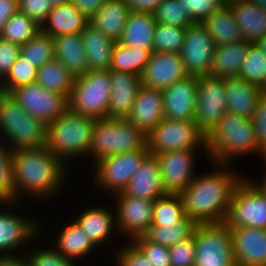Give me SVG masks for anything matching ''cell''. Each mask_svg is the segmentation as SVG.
I'll return each mask as SVG.
<instances>
[{"label":"cell","instance_id":"obj_43","mask_svg":"<svg viewBox=\"0 0 266 266\" xmlns=\"http://www.w3.org/2000/svg\"><path fill=\"white\" fill-rule=\"evenodd\" d=\"M265 75L266 55L255 44H252L249 47L238 77L260 87Z\"/></svg>","mask_w":266,"mask_h":266},{"label":"cell","instance_id":"obj_33","mask_svg":"<svg viewBox=\"0 0 266 266\" xmlns=\"http://www.w3.org/2000/svg\"><path fill=\"white\" fill-rule=\"evenodd\" d=\"M55 243L56 247L54 249L74 263L86 255L89 256L90 252L97 248L74 220L65 224L59 232Z\"/></svg>","mask_w":266,"mask_h":266},{"label":"cell","instance_id":"obj_36","mask_svg":"<svg viewBox=\"0 0 266 266\" xmlns=\"http://www.w3.org/2000/svg\"><path fill=\"white\" fill-rule=\"evenodd\" d=\"M196 226L185 216L177 224L151 225L142 236L147 241L170 247L192 237Z\"/></svg>","mask_w":266,"mask_h":266},{"label":"cell","instance_id":"obj_29","mask_svg":"<svg viewBox=\"0 0 266 266\" xmlns=\"http://www.w3.org/2000/svg\"><path fill=\"white\" fill-rule=\"evenodd\" d=\"M240 27L243 39L255 44L266 36V12L252 0H241L227 4Z\"/></svg>","mask_w":266,"mask_h":266},{"label":"cell","instance_id":"obj_17","mask_svg":"<svg viewBox=\"0 0 266 266\" xmlns=\"http://www.w3.org/2000/svg\"><path fill=\"white\" fill-rule=\"evenodd\" d=\"M116 198V230L129 237V241L142 236L152 224L153 205L155 201L126 196L123 192L114 194Z\"/></svg>","mask_w":266,"mask_h":266},{"label":"cell","instance_id":"obj_22","mask_svg":"<svg viewBox=\"0 0 266 266\" xmlns=\"http://www.w3.org/2000/svg\"><path fill=\"white\" fill-rule=\"evenodd\" d=\"M163 118L162 90L141 86L127 120L147 135Z\"/></svg>","mask_w":266,"mask_h":266},{"label":"cell","instance_id":"obj_3","mask_svg":"<svg viewBox=\"0 0 266 266\" xmlns=\"http://www.w3.org/2000/svg\"><path fill=\"white\" fill-rule=\"evenodd\" d=\"M265 152L259 147L250 118L227 112L206 135V156L214 164H230L234 157Z\"/></svg>","mask_w":266,"mask_h":266},{"label":"cell","instance_id":"obj_53","mask_svg":"<svg viewBox=\"0 0 266 266\" xmlns=\"http://www.w3.org/2000/svg\"><path fill=\"white\" fill-rule=\"evenodd\" d=\"M20 55V46L0 38V81Z\"/></svg>","mask_w":266,"mask_h":266},{"label":"cell","instance_id":"obj_21","mask_svg":"<svg viewBox=\"0 0 266 266\" xmlns=\"http://www.w3.org/2000/svg\"><path fill=\"white\" fill-rule=\"evenodd\" d=\"M110 75L111 94L107 118L127 119L142 86L141 76L120 71H110Z\"/></svg>","mask_w":266,"mask_h":266},{"label":"cell","instance_id":"obj_26","mask_svg":"<svg viewBox=\"0 0 266 266\" xmlns=\"http://www.w3.org/2000/svg\"><path fill=\"white\" fill-rule=\"evenodd\" d=\"M90 19L71 2L53 7L40 25V31L51 37L63 34L81 33Z\"/></svg>","mask_w":266,"mask_h":266},{"label":"cell","instance_id":"obj_14","mask_svg":"<svg viewBox=\"0 0 266 266\" xmlns=\"http://www.w3.org/2000/svg\"><path fill=\"white\" fill-rule=\"evenodd\" d=\"M18 203L21 202L0 203V206L4 208L3 210L0 209V257L19 256L16 252L19 251L17 248H22V245L31 242V240H37L38 235L40 237L41 222L38 223L33 218L29 219L28 216L26 218V216L16 214L13 208Z\"/></svg>","mask_w":266,"mask_h":266},{"label":"cell","instance_id":"obj_37","mask_svg":"<svg viewBox=\"0 0 266 266\" xmlns=\"http://www.w3.org/2000/svg\"><path fill=\"white\" fill-rule=\"evenodd\" d=\"M151 53L149 49L127 47L116 42L109 70L142 76Z\"/></svg>","mask_w":266,"mask_h":266},{"label":"cell","instance_id":"obj_32","mask_svg":"<svg viewBox=\"0 0 266 266\" xmlns=\"http://www.w3.org/2000/svg\"><path fill=\"white\" fill-rule=\"evenodd\" d=\"M253 43L242 40L226 45H218L214 52L210 75L220 78L238 76Z\"/></svg>","mask_w":266,"mask_h":266},{"label":"cell","instance_id":"obj_1","mask_svg":"<svg viewBox=\"0 0 266 266\" xmlns=\"http://www.w3.org/2000/svg\"><path fill=\"white\" fill-rule=\"evenodd\" d=\"M213 165L216 169L205 175H196L180 194L185 215L196 224L225 222L234 190L244 179L238 177L230 165Z\"/></svg>","mask_w":266,"mask_h":266},{"label":"cell","instance_id":"obj_58","mask_svg":"<svg viewBox=\"0 0 266 266\" xmlns=\"http://www.w3.org/2000/svg\"><path fill=\"white\" fill-rule=\"evenodd\" d=\"M255 45L266 55V36L260 38Z\"/></svg>","mask_w":266,"mask_h":266},{"label":"cell","instance_id":"obj_7","mask_svg":"<svg viewBox=\"0 0 266 266\" xmlns=\"http://www.w3.org/2000/svg\"><path fill=\"white\" fill-rule=\"evenodd\" d=\"M111 94L110 70H91L75 78L68 108L93 119L107 118Z\"/></svg>","mask_w":266,"mask_h":266},{"label":"cell","instance_id":"obj_34","mask_svg":"<svg viewBox=\"0 0 266 266\" xmlns=\"http://www.w3.org/2000/svg\"><path fill=\"white\" fill-rule=\"evenodd\" d=\"M216 45L240 42L243 39L240 27L228 5L211 14L203 23Z\"/></svg>","mask_w":266,"mask_h":266},{"label":"cell","instance_id":"obj_46","mask_svg":"<svg viewBox=\"0 0 266 266\" xmlns=\"http://www.w3.org/2000/svg\"><path fill=\"white\" fill-rule=\"evenodd\" d=\"M131 242L143 253L151 266H171L169 247L147 241L143 236L136 237Z\"/></svg>","mask_w":266,"mask_h":266},{"label":"cell","instance_id":"obj_41","mask_svg":"<svg viewBox=\"0 0 266 266\" xmlns=\"http://www.w3.org/2000/svg\"><path fill=\"white\" fill-rule=\"evenodd\" d=\"M187 27L157 23L153 52L180 53Z\"/></svg>","mask_w":266,"mask_h":266},{"label":"cell","instance_id":"obj_2","mask_svg":"<svg viewBox=\"0 0 266 266\" xmlns=\"http://www.w3.org/2000/svg\"><path fill=\"white\" fill-rule=\"evenodd\" d=\"M12 159L16 202L22 195L52 200L66 183L68 165L45 146L13 151Z\"/></svg>","mask_w":266,"mask_h":266},{"label":"cell","instance_id":"obj_52","mask_svg":"<svg viewBox=\"0 0 266 266\" xmlns=\"http://www.w3.org/2000/svg\"><path fill=\"white\" fill-rule=\"evenodd\" d=\"M250 119L253 123L257 143L266 152V94L259 99Z\"/></svg>","mask_w":266,"mask_h":266},{"label":"cell","instance_id":"obj_64","mask_svg":"<svg viewBox=\"0 0 266 266\" xmlns=\"http://www.w3.org/2000/svg\"><path fill=\"white\" fill-rule=\"evenodd\" d=\"M264 161V165H266V152H265V156L264 159L262 160V162Z\"/></svg>","mask_w":266,"mask_h":266},{"label":"cell","instance_id":"obj_20","mask_svg":"<svg viewBox=\"0 0 266 266\" xmlns=\"http://www.w3.org/2000/svg\"><path fill=\"white\" fill-rule=\"evenodd\" d=\"M236 266H266V229L229 227Z\"/></svg>","mask_w":266,"mask_h":266},{"label":"cell","instance_id":"obj_42","mask_svg":"<svg viewBox=\"0 0 266 266\" xmlns=\"http://www.w3.org/2000/svg\"><path fill=\"white\" fill-rule=\"evenodd\" d=\"M37 70V67L19 55L7 75L0 81L1 92L9 93L19 86L35 83Z\"/></svg>","mask_w":266,"mask_h":266},{"label":"cell","instance_id":"obj_16","mask_svg":"<svg viewBox=\"0 0 266 266\" xmlns=\"http://www.w3.org/2000/svg\"><path fill=\"white\" fill-rule=\"evenodd\" d=\"M198 149H184L155 154L166 193L181 194L194 180L195 155Z\"/></svg>","mask_w":266,"mask_h":266},{"label":"cell","instance_id":"obj_25","mask_svg":"<svg viewBox=\"0 0 266 266\" xmlns=\"http://www.w3.org/2000/svg\"><path fill=\"white\" fill-rule=\"evenodd\" d=\"M111 209L93 205L73 219L97 247L104 245L117 228L116 213Z\"/></svg>","mask_w":266,"mask_h":266},{"label":"cell","instance_id":"obj_44","mask_svg":"<svg viewBox=\"0 0 266 266\" xmlns=\"http://www.w3.org/2000/svg\"><path fill=\"white\" fill-rule=\"evenodd\" d=\"M12 150L0 143V203L16 202Z\"/></svg>","mask_w":266,"mask_h":266},{"label":"cell","instance_id":"obj_13","mask_svg":"<svg viewBox=\"0 0 266 266\" xmlns=\"http://www.w3.org/2000/svg\"><path fill=\"white\" fill-rule=\"evenodd\" d=\"M9 94L46 126L68 109V99L65 96L46 90L36 82L12 89Z\"/></svg>","mask_w":266,"mask_h":266},{"label":"cell","instance_id":"obj_49","mask_svg":"<svg viewBox=\"0 0 266 266\" xmlns=\"http://www.w3.org/2000/svg\"><path fill=\"white\" fill-rule=\"evenodd\" d=\"M171 266H194L195 241L194 236L169 247Z\"/></svg>","mask_w":266,"mask_h":266},{"label":"cell","instance_id":"obj_4","mask_svg":"<svg viewBox=\"0 0 266 266\" xmlns=\"http://www.w3.org/2000/svg\"><path fill=\"white\" fill-rule=\"evenodd\" d=\"M96 120L68 108L46 126L45 147L65 164L74 157H87Z\"/></svg>","mask_w":266,"mask_h":266},{"label":"cell","instance_id":"obj_12","mask_svg":"<svg viewBox=\"0 0 266 266\" xmlns=\"http://www.w3.org/2000/svg\"><path fill=\"white\" fill-rule=\"evenodd\" d=\"M197 88L194 121L197 127L207 135L227 113L224 78L199 75Z\"/></svg>","mask_w":266,"mask_h":266},{"label":"cell","instance_id":"obj_45","mask_svg":"<svg viewBox=\"0 0 266 266\" xmlns=\"http://www.w3.org/2000/svg\"><path fill=\"white\" fill-rule=\"evenodd\" d=\"M157 23L188 27L192 19L178 0H163L153 11Z\"/></svg>","mask_w":266,"mask_h":266},{"label":"cell","instance_id":"obj_47","mask_svg":"<svg viewBox=\"0 0 266 266\" xmlns=\"http://www.w3.org/2000/svg\"><path fill=\"white\" fill-rule=\"evenodd\" d=\"M49 248L41 249L37 247L31 252L29 251V255L26 253L28 266H77L72 260L58 253L54 247Z\"/></svg>","mask_w":266,"mask_h":266},{"label":"cell","instance_id":"obj_15","mask_svg":"<svg viewBox=\"0 0 266 266\" xmlns=\"http://www.w3.org/2000/svg\"><path fill=\"white\" fill-rule=\"evenodd\" d=\"M216 43L202 23H192L186 28L180 55L188 75H210Z\"/></svg>","mask_w":266,"mask_h":266},{"label":"cell","instance_id":"obj_10","mask_svg":"<svg viewBox=\"0 0 266 266\" xmlns=\"http://www.w3.org/2000/svg\"><path fill=\"white\" fill-rule=\"evenodd\" d=\"M224 223L228 227L266 229V195L249 177L235 188Z\"/></svg>","mask_w":266,"mask_h":266},{"label":"cell","instance_id":"obj_63","mask_svg":"<svg viewBox=\"0 0 266 266\" xmlns=\"http://www.w3.org/2000/svg\"><path fill=\"white\" fill-rule=\"evenodd\" d=\"M237 1H241V0H226V5L230 4V3L237 2Z\"/></svg>","mask_w":266,"mask_h":266},{"label":"cell","instance_id":"obj_60","mask_svg":"<svg viewBox=\"0 0 266 266\" xmlns=\"http://www.w3.org/2000/svg\"><path fill=\"white\" fill-rule=\"evenodd\" d=\"M53 7L62 6L66 3H69L70 0H50Z\"/></svg>","mask_w":266,"mask_h":266},{"label":"cell","instance_id":"obj_23","mask_svg":"<svg viewBox=\"0 0 266 266\" xmlns=\"http://www.w3.org/2000/svg\"><path fill=\"white\" fill-rule=\"evenodd\" d=\"M126 196L155 201L164 196L162 175L159 162L154 155H149L123 190Z\"/></svg>","mask_w":266,"mask_h":266},{"label":"cell","instance_id":"obj_9","mask_svg":"<svg viewBox=\"0 0 266 266\" xmlns=\"http://www.w3.org/2000/svg\"><path fill=\"white\" fill-rule=\"evenodd\" d=\"M194 266H236L229 227L224 223L197 224Z\"/></svg>","mask_w":266,"mask_h":266},{"label":"cell","instance_id":"obj_57","mask_svg":"<svg viewBox=\"0 0 266 266\" xmlns=\"http://www.w3.org/2000/svg\"><path fill=\"white\" fill-rule=\"evenodd\" d=\"M23 256L20 254V256L0 257V266H28L25 254Z\"/></svg>","mask_w":266,"mask_h":266},{"label":"cell","instance_id":"obj_40","mask_svg":"<svg viewBox=\"0 0 266 266\" xmlns=\"http://www.w3.org/2000/svg\"><path fill=\"white\" fill-rule=\"evenodd\" d=\"M20 55L33 66L40 68L55 58L54 39L41 31L33 40L20 46Z\"/></svg>","mask_w":266,"mask_h":266},{"label":"cell","instance_id":"obj_38","mask_svg":"<svg viewBox=\"0 0 266 266\" xmlns=\"http://www.w3.org/2000/svg\"><path fill=\"white\" fill-rule=\"evenodd\" d=\"M40 32V25L26 14L17 11L6 22L0 38L22 46L34 39Z\"/></svg>","mask_w":266,"mask_h":266},{"label":"cell","instance_id":"obj_61","mask_svg":"<svg viewBox=\"0 0 266 266\" xmlns=\"http://www.w3.org/2000/svg\"><path fill=\"white\" fill-rule=\"evenodd\" d=\"M257 6L266 12V0H252Z\"/></svg>","mask_w":266,"mask_h":266},{"label":"cell","instance_id":"obj_27","mask_svg":"<svg viewBox=\"0 0 266 266\" xmlns=\"http://www.w3.org/2000/svg\"><path fill=\"white\" fill-rule=\"evenodd\" d=\"M55 58L75 77L88 72V59L81 33L63 34L53 38Z\"/></svg>","mask_w":266,"mask_h":266},{"label":"cell","instance_id":"obj_24","mask_svg":"<svg viewBox=\"0 0 266 266\" xmlns=\"http://www.w3.org/2000/svg\"><path fill=\"white\" fill-rule=\"evenodd\" d=\"M224 85L227 112L251 118L263 96L261 88L238 76L224 78Z\"/></svg>","mask_w":266,"mask_h":266},{"label":"cell","instance_id":"obj_35","mask_svg":"<svg viewBox=\"0 0 266 266\" xmlns=\"http://www.w3.org/2000/svg\"><path fill=\"white\" fill-rule=\"evenodd\" d=\"M75 77L56 58L37 70L36 83L69 99Z\"/></svg>","mask_w":266,"mask_h":266},{"label":"cell","instance_id":"obj_59","mask_svg":"<svg viewBox=\"0 0 266 266\" xmlns=\"http://www.w3.org/2000/svg\"><path fill=\"white\" fill-rule=\"evenodd\" d=\"M266 171V169H265ZM253 182H256L255 184L262 190V192L266 195V174L263 175V180L261 179L262 182H257L256 180L254 181L251 179Z\"/></svg>","mask_w":266,"mask_h":266},{"label":"cell","instance_id":"obj_51","mask_svg":"<svg viewBox=\"0 0 266 266\" xmlns=\"http://www.w3.org/2000/svg\"><path fill=\"white\" fill-rule=\"evenodd\" d=\"M125 245L116 251L114 260L116 266H151L148 259L132 242Z\"/></svg>","mask_w":266,"mask_h":266},{"label":"cell","instance_id":"obj_39","mask_svg":"<svg viewBox=\"0 0 266 266\" xmlns=\"http://www.w3.org/2000/svg\"><path fill=\"white\" fill-rule=\"evenodd\" d=\"M185 216L181 195L166 193L154 202L151 225L177 224Z\"/></svg>","mask_w":266,"mask_h":266},{"label":"cell","instance_id":"obj_54","mask_svg":"<svg viewBox=\"0 0 266 266\" xmlns=\"http://www.w3.org/2000/svg\"><path fill=\"white\" fill-rule=\"evenodd\" d=\"M106 1L107 0H70V2L89 19L105 4Z\"/></svg>","mask_w":266,"mask_h":266},{"label":"cell","instance_id":"obj_19","mask_svg":"<svg viewBox=\"0 0 266 266\" xmlns=\"http://www.w3.org/2000/svg\"><path fill=\"white\" fill-rule=\"evenodd\" d=\"M187 75L180 53L152 52L141 82L144 87L163 90Z\"/></svg>","mask_w":266,"mask_h":266},{"label":"cell","instance_id":"obj_55","mask_svg":"<svg viewBox=\"0 0 266 266\" xmlns=\"http://www.w3.org/2000/svg\"><path fill=\"white\" fill-rule=\"evenodd\" d=\"M18 11V0H0V34L6 22Z\"/></svg>","mask_w":266,"mask_h":266},{"label":"cell","instance_id":"obj_28","mask_svg":"<svg viewBox=\"0 0 266 266\" xmlns=\"http://www.w3.org/2000/svg\"><path fill=\"white\" fill-rule=\"evenodd\" d=\"M156 26L153 12H130L117 42L127 47L149 49L153 52Z\"/></svg>","mask_w":266,"mask_h":266},{"label":"cell","instance_id":"obj_8","mask_svg":"<svg viewBox=\"0 0 266 266\" xmlns=\"http://www.w3.org/2000/svg\"><path fill=\"white\" fill-rule=\"evenodd\" d=\"M147 148L151 155L184 149L206 152V135L192 120L163 118L147 135Z\"/></svg>","mask_w":266,"mask_h":266},{"label":"cell","instance_id":"obj_6","mask_svg":"<svg viewBox=\"0 0 266 266\" xmlns=\"http://www.w3.org/2000/svg\"><path fill=\"white\" fill-rule=\"evenodd\" d=\"M137 149H148L146 134L127 119L96 120L89 153L94 164L100 159Z\"/></svg>","mask_w":266,"mask_h":266},{"label":"cell","instance_id":"obj_62","mask_svg":"<svg viewBox=\"0 0 266 266\" xmlns=\"http://www.w3.org/2000/svg\"><path fill=\"white\" fill-rule=\"evenodd\" d=\"M260 88H261L263 94H266V75H265V78H264V80H263L262 85L260 86Z\"/></svg>","mask_w":266,"mask_h":266},{"label":"cell","instance_id":"obj_5","mask_svg":"<svg viewBox=\"0 0 266 266\" xmlns=\"http://www.w3.org/2000/svg\"><path fill=\"white\" fill-rule=\"evenodd\" d=\"M0 134L3 135L0 143L12 151L46 145V125L30 115L9 93L1 91Z\"/></svg>","mask_w":266,"mask_h":266},{"label":"cell","instance_id":"obj_56","mask_svg":"<svg viewBox=\"0 0 266 266\" xmlns=\"http://www.w3.org/2000/svg\"><path fill=\"white\" fill-rule=\"evenodd\" d=\"M163 0H125L131 12H153Z\"/></svg>","mask_w":266,"mask_h":266},{"label":"cell","instance_id":"obj_30","mask_svg":"<svg viewBox=\"0 0 266 266\" xmlns=\"http://www.w3.org/2000/svg\"><path fill=\"white\" fill-rule=\"evenodd\" d=\"M130 12L125 0H107L90 17V24L117 42L122 35Z\"/></svg>","mask_w":266,"mask_h":266},{"label":"cell","instance_id":"obj_48","mask_svg":"<svg viewBox=\"0 0 266 266\" xmlns=\"http://www.w3.org/2000/svg\"><path fill=\"white\" fill-rule=\"evenodd\" d=\"M193 23H203L211 14L225 5L224 0H178Z\"/></svg>","mask_w":266,"mask_h":266},{"label":"cell","instance_id":"obj_18","mask_svg":"<svg viewBox=\"0 0 266 266\" xmlns=\"http://www.w3.org/2000/svg\"><path fill=\"white\" fill-rule=\"evenodd\" d=\"M197 77L187 75L162 90L164 118L194 121L198 91Z\"/></svg>","mask_w":266,"mask_h":266},{"label":"cell","instance_id":"obj_31","mask_svg":"<svg viewBox=\"0 0 266 266\" xmlns=\"http://www.w3.org/2000/svg\"><path fill=\"white\" fill-rule=\"evenodd\" d=\"M81 35L88 59V71L109 70L116 41L107 37L90 23Z\"/></svg>","mask_w":266,"mask_h":266},{"label":"cell","instance_id":"obj_50","mask_svg":"<svg viewBox=\"0 0 266 266\" xmlns=\"http://www.w3.org/2000/svg\"><path fill=\"white\" fill-rule=\"evenodd\" d=\"M53 8L50 0H18V11L35 20L39 25Z\"/></svg>","mask_w":266,"mask_h":266},{"label":"cell","instance_id":"obj_11","mask_svg":"<svg viewBox=\"0 0 266 266\" xmlns=\"http://www.w3.org/2000/svg\"><path fill=\"white\" fill-rule=\"evenodd\" d=\"M150 155L148 149L114 154L100 159L94 164V183L101 190L113 194L123 192L129 181Z\"/></svg>","mask_w":266,"mask_h":266}]
</instances>
